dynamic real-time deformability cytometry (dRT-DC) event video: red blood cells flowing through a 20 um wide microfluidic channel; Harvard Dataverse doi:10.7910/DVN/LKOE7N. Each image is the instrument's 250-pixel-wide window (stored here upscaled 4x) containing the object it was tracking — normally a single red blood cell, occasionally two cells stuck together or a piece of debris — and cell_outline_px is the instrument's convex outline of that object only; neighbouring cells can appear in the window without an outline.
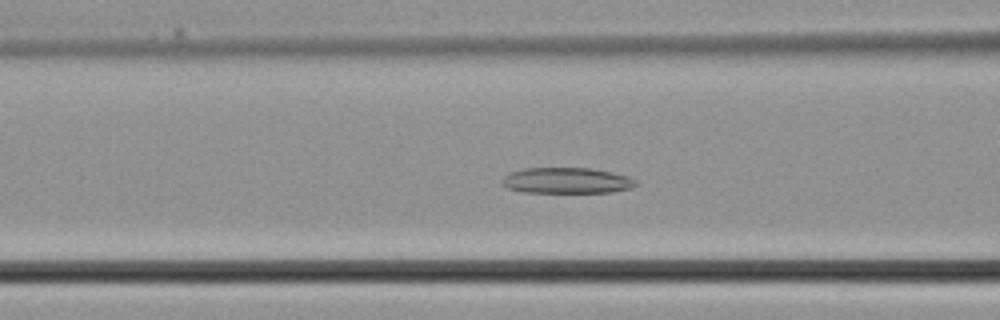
{"species": "common noctule bat (a hibernating species)", "species_latin": "Nyctalus noctula", "temperature_condition": "cold", "stored_images_in_passage": 29, "camera_frame_rate_fps": 3000, "um_per_image_px": 0.085, "animal": {"sex": "male", "body_mass_g": 21.5, "forearm_length_mm": 52.0}, "frame": {"image": 1, "passage_image": 5, "time_ms": 1.333, "image_size_px": [1000, 320], "cell_outline_px": [[640, 184], [632, 188], [612, 192], [524, 192], [508, 188], [500, 180], [504, 176], [512, 172], [528, 168], [592, 168], [628, 176], [636, 180]], "centroid_in_image_um": [48.23, 15.35], "position_along_channel_um": 118.4, "area_um2": 20.06}}
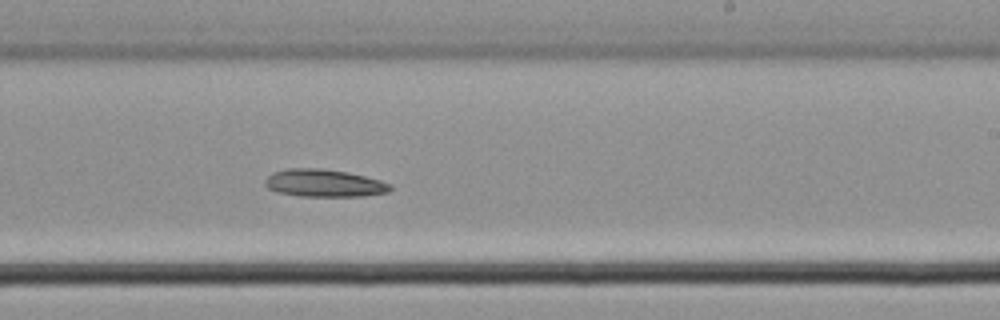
{"frame": {"image": 2, "passage_image": 13, "time_ms": 4.0, "image_size_px": [1000, 320], "cell_outline_px": [[392, 188], [388, 192], [364, 196], [300, 196], [276, 192], [268, 188], [264, 184], [264, 180], [272, 172], [288, 168], [320, 168], [348, 172], [380, 180], [392, 184]], "centroid_in_image_um": [27.53, 15.56], "position_along_channel_um": 261.5, "area_um2": 20.23}}
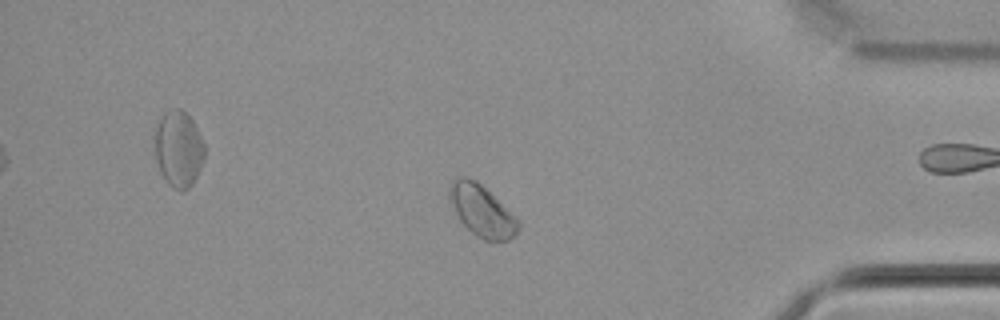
{"frame": {"image": 3, "passage_image": 22, "time_ms": 7.0, "image_size_px": [1000, 320], "cell_outline_px": [[520, 228], [516, 236], [508, 240], [484, 240], [476, 236], [460, 220], [448, 196], [448, 188], [452, 180], [456, 176], [464, 176], [476, 180], [516, 216], [520, 220]], "centroid_in_image_um": [40.97, 17.9], "position_along_channel_um": 394.2, "area_um2": 20.63}}